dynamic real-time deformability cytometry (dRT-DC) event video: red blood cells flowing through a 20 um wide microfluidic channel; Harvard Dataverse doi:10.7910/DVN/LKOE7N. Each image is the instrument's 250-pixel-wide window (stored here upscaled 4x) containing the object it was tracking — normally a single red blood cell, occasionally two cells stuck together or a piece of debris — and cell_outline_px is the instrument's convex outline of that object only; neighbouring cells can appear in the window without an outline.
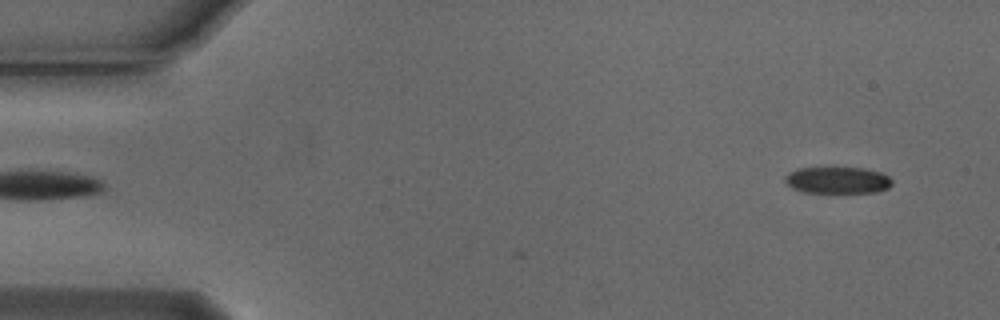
{"species": "Egyptian fruit bat (a non-hibernating species)", "species_latin": "Rousettus aegyptiacus", "temperature_condition": "cold", "stored_images_in_passage": 45, "camera_frame_rate_fps": 3000, "um_per_image_px": 0.085, "animal": {"sex": "male"}, "frame": {"image": 1, "passage_image": 2, "time_ms": 0.333, "image_size_px": [1000, 320], "cell_outline_px": [[892, 184], [888, 188], [876, 192], [804, 192], [792, 188], [784, 180], [784, 176], [788, 172], [796, 168], [832, 164], [864, 168], [880, 172], [888, 176], [892, 180]], "centroid_in_image_um": [71.14, 15.24], "position_along_channel_um": 13.9, "area_um2": 17.57}}
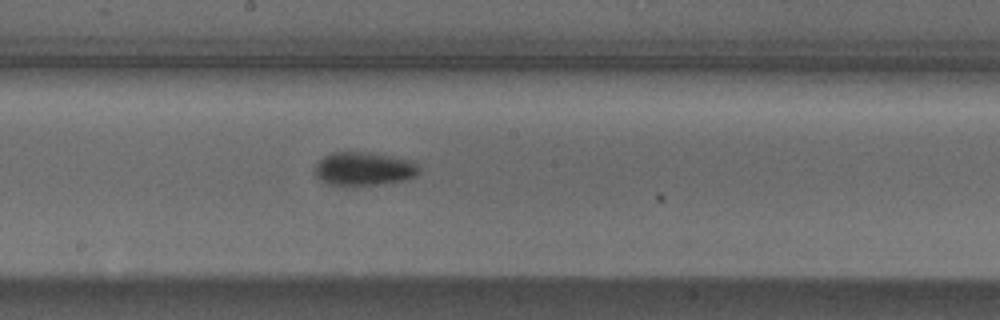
{"frame": {"image": 2, "passage_image": 27, "time_ms": 8.667, "image_size_px": [1000, 320], "cell_outline_px": [[420, 172], [416, 176], [404, 180], [376, 184], [328, 184], [320, 180], [316, 176], [316, 164], [324, 156], [332, 152], [364, 152], [412, 160], [420, 168]], "centroid_in_image_um": [30.94, 14.33], "position_along_channel_um": 217.3, "area_um2": 19.88}}
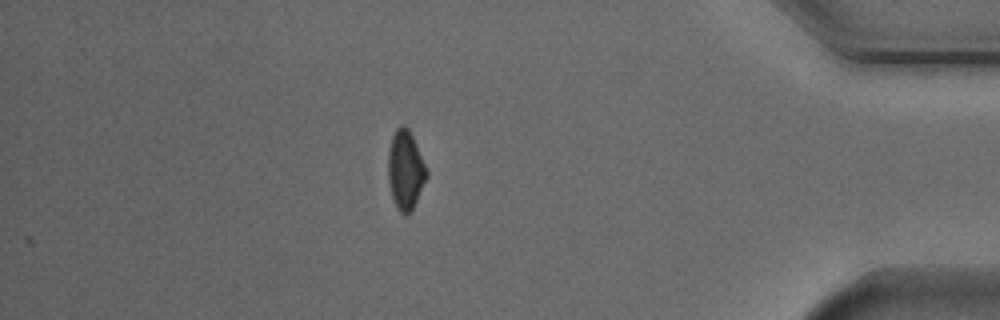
{"frame": {"image": 3, "passage_image": 45, "time_ms": 14.667, "image_size_px": [1000, 320], "cell_outline_px": [[428, 176], [408, 216], [400, 212], [396, 208], [392, 196], [388, 180], [388, 152], [392, 136], [396, 128], [404, 124], [408, 128], [412, 136], [428, 172]], "centroid_in_image_um": [34.45, 14.45], "position_along_channel_um": 400.8, "area_um2": 17.51}, "authors_computed_cell_mechanics": {"area_um2": 19.3052, "velocity_mm_per_s": 3.7673, "shape_relaxation_time_tau1_ms": 2.9439, "shape_relaxation_time_tau2_ms": null, "deformation_change_tau1": 0.0923, "deformation_change_tau2": null}}